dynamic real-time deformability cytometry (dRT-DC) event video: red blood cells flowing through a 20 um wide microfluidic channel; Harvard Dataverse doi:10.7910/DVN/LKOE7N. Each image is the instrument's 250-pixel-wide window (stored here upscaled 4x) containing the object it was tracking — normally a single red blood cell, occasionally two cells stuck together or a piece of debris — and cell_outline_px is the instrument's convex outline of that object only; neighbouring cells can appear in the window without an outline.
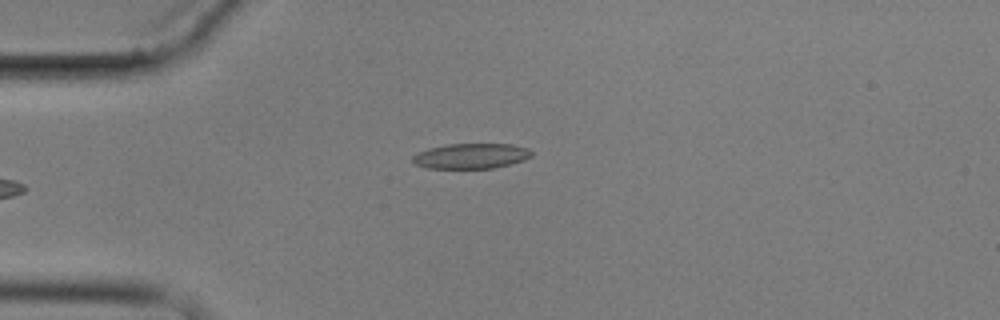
{"species": "common noctule bat (a hibernating species)", "species_latin": "Nyctalus noctula", "temperature_condition": "cold", "stored_images_in_passage": 15, "camera_frame_rate_fps": 3000, "um_per_image_px": 0.085, "animal": {"sex": "male", "body_mass_g": 17.9}, "frame": {"image": 1, "passage_image": 4, "time_ms": 4.667, "image_size_px": [1000, 320], "cell_outline_px": [[532, 156], [524, 160], [492, 168], [428, 168], [416, 164], [412, 160], [412, 156], [428, 148], [448, 144], [512, 144], [528, 148], [532, 152]], "centroid_in_image_um": [40.05, 13.25], "position_along_channel_um": 44.9, "area_um2": 17.34}}
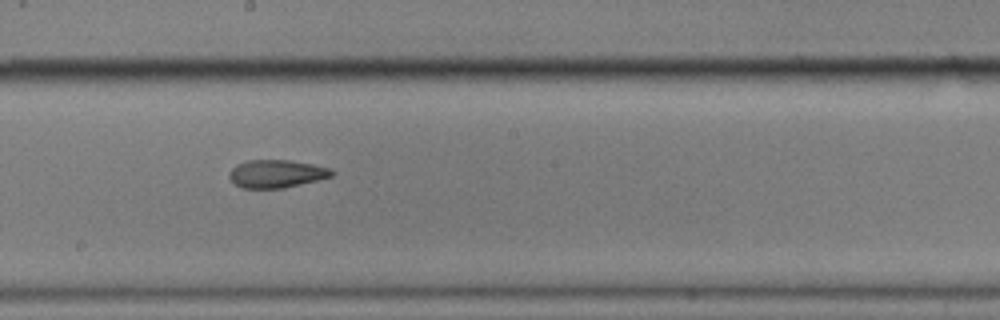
{"frame": {"image": 2, "passage_image": 9, "time_ms": 10.333, "image_size_px": [1000, 320], "cell_outline_px": [[336, 172], [332, 176], [284, 188], [240, 188], [232, 184], [228, 176], [228, 172], [236, 164], [248, 160], [292, 160], [332, 168]], "centroid_in_image_um": [23.46, 14.77], "position_along_channel_um": 224.7, "area_um2": 16.94}}
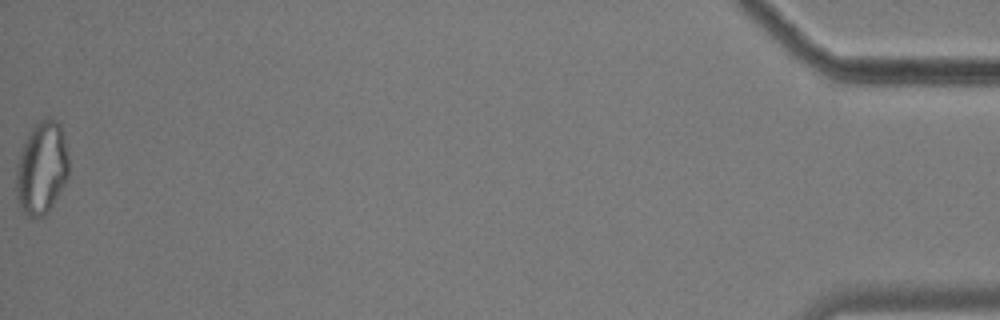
{"frame": {"image": 3, "passage_image": 15, "time_ms": 19.0, "image_size_px": [1000, 320], "cell_outline_px": [[68, 176], [48, 212], [44, 216], [32, 220], [20, 208], [16, 196], [16, 164], [20, 152], [32, 128], [44, 116], [48, 116], [56, 120], [60, 124], [68, 156]], "centroid_in_image_um": [3.52, 14.3], "position_along_channel_um": 431.7, "area_um2": 28.44}, "authors_computed_cell_mechanics": {"area_um2": 17.051, "velocity_mm_per_s": 3.5024, "shape_relaxation_time_tau1_ms": null, "shape_relaxation_time_tau2_ms": 2.7359, "deformation_change_tau1": null, "deformation_change_tau2": 0.103}}